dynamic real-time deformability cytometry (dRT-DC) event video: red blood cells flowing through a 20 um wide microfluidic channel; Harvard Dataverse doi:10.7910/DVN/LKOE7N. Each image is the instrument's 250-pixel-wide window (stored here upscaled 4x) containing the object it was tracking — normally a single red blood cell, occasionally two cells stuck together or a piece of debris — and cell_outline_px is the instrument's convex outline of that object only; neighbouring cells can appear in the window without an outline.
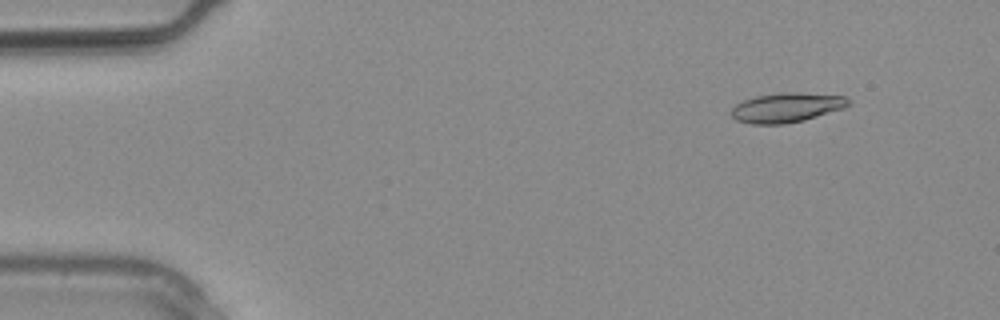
{"species": "common noctule bat (a hibernating species)", "species_latin": "Nyctalus noctula", "temperature_condition": "warm", "stored_images_in_passage": 2, "camera_frame_rate_fps": 3000, "um_per_image_px": 0.085, "animal": {"sex": "male", "body_mass_g": 20.4}, "frame": {"image": 1, "passage_image": 1, "time_ms": 0.0, "image_size_px": [1000, 320], "cell_outline_px": [[852, 104], [844, 108], [804, 120], [784, 124], [752, 124], [736, 120], [732, 116], [732, 108], [736, 104], [744, 100], [756, 96], [784, 92], [800, 92], [844, 96], [852, 100]], "centroid_in_image_um": [66.9, 9.13], "position_along_channel_um": 18.1, "area_um2": 20.23}}